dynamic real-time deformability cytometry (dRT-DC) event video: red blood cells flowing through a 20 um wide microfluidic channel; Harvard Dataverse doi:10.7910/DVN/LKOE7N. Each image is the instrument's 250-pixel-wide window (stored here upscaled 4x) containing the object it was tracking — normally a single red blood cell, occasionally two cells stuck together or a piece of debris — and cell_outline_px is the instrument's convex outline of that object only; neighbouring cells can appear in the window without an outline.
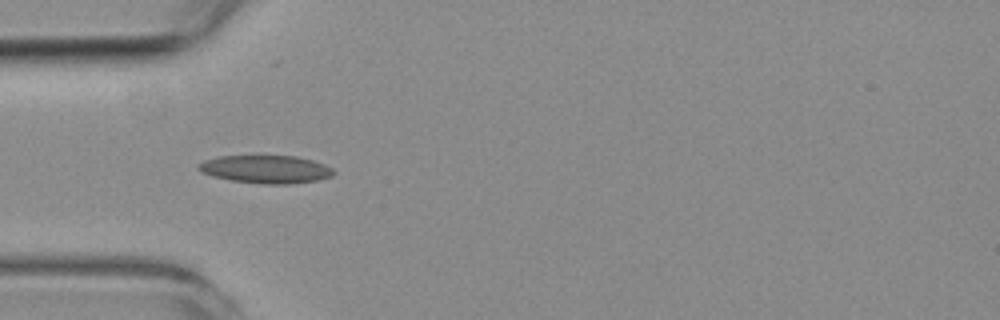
{"species": "common noctule bat (a hibernating species)", "species_latin": "Nyctalus noctula", "temperature_condition": "room temperature", "stored_images_in_passage": 43, "camera_frame_rate_fps": 3000, "um_per_image_px": 0.085, "animal": {"sex": "female", "body_mass_g": 19.3, "forearm_length_mm": 54.1}, "frame": {"image": 1, "passage_image": 7, "time_ms": 2.0, "image_size_px": [1000, 320], "cell_outline_px": [[336, 172], [332, 176], [316, 180], [288, 184], [264, 184], [232, 180], [212, 176], [200, 172], [196, 168], [196, 164], [204, 160], [220, 156], [296, 156], [312, 160], [324, 164], [332, 168]], "centroid_in_image_um": [22.57, 14.38], "position_along_channel_um": 62.4, "area_um2": 22.02}}
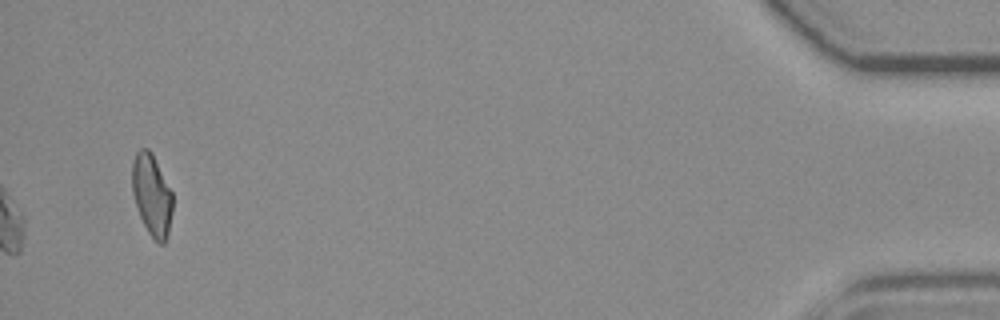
{"frame": {"image": 2, "passage_image": 43, "time_ms": 14.0, "image_size_px": [1000, 320], "cell_outline_px": [[172, 212], [168, 236], [164, 244], [160, 244], [148, 232], [136, 208], [132, 192], [132, 164], [136, 152], [140, 148], [148, 148], [152, 152], [172, 192]], "centroid_in_image_um": [12.9, 16.56], "position_along_channel_um": 422.3, "area_um2": 19.31}}